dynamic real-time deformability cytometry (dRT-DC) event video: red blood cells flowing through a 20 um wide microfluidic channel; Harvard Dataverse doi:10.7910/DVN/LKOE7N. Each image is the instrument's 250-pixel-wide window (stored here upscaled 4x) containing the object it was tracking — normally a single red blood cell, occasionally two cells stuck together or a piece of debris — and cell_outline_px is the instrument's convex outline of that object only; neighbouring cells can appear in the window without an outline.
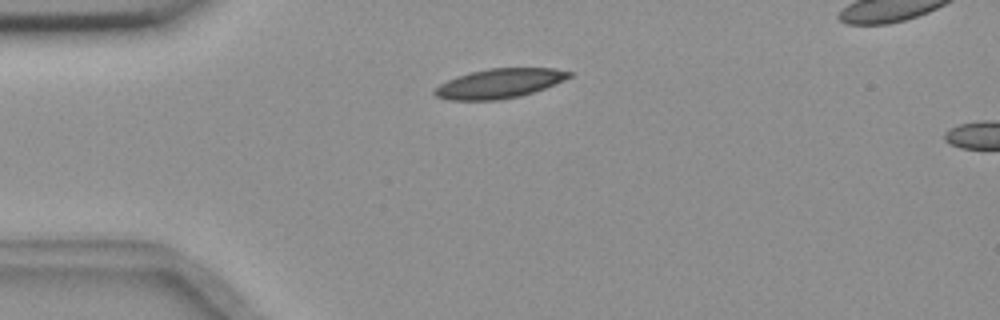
{"species": "common noctule bat (a hibernating species)", "species_latin": "Nyctalus noctula", "temperature_condition": "room temperature", "stored_images_in_passage": 4, "camera_frame_rate_fps": 3000, "um_per_image_px": 0.085, "animal": {"sex": "female", "body_mass_g": 18.4}, "frame": {"image": 1, "passage_image": 1, "time_ms": 0.0, "image_size_px": [1000, 320], "cell_outline_px": [[572, 76], [544, 88], [520, 96], [500, 100], [448, 100], [436, 96], [432, 92], [440, 84], [456, 76], [488, 68], [552, 68], [572, 72]], "centroid_in_image_um": [42.42, 7.09], "position_along_channel_um": 42.6, "area_um2": 22.95}}